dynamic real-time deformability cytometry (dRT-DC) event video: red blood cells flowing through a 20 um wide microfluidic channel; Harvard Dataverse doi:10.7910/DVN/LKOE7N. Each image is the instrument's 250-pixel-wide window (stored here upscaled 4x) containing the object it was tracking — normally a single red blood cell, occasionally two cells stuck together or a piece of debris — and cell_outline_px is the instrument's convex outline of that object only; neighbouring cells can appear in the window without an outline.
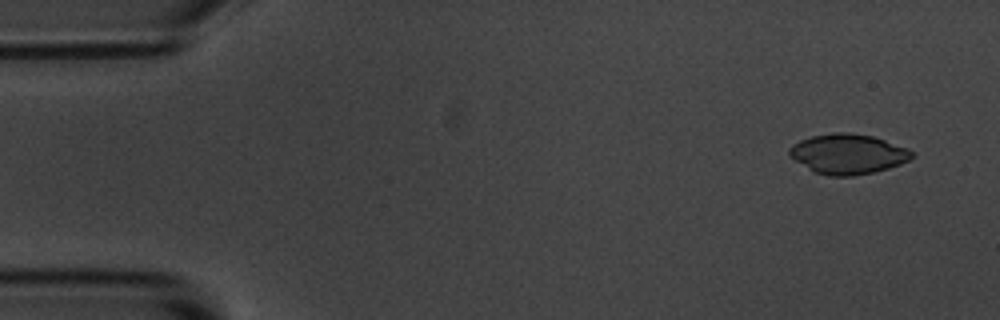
{"species": "common noctule bat (a hibernating species)", "species_latin": "Nyctalus noctula", "temperature_condition": "room temperature", "stored_images_in_passage": 54, "camera_frame_rate_fps": 3000, "um_per_image_px": 0.085, "animal": {"sex": "male", "body_mass_g": 20.1, "forearm_length_mm": 53.5}, "frame": {"image": 1, "passage_image": 3, "time_ms": 0.667, "image_size_px": [1000, 320], "cell_outline_px": [[912, 156], [908, 160], [900, 164], [888, 168], [872, 172], [852, 176], [828, 176], [816, 172], [788, 156], [788, 148], [792, 144], [800, 140], [812, 136], [832, 132], [848, 132], [872, 136], [908, 148], [912, 152]], "centroid_in_image_um": [72.04, 13.08], "position_along_channel_um": 13.0, "area_um2": 28.38}}